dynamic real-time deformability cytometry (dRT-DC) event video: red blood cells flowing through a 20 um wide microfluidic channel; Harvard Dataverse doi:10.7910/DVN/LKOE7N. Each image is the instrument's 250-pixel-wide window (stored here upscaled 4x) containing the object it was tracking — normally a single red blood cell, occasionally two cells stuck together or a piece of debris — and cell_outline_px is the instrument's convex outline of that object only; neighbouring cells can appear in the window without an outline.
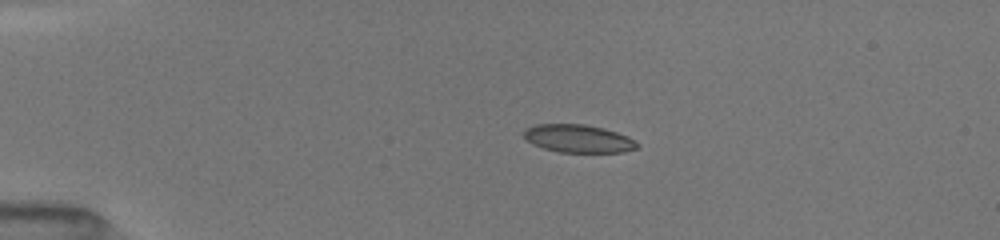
{"species": "common noctule bat (a hibernating species)", "species_latin": "Nyctalus noctula", "temperature_condition": "room temperature", "stored_images_in_passage": 44, "camera_frame_rate_fps": 3000, "um_per_image_px": 0.085, "animal": {"sex": "female", "body_mass_g": 19.5, "forearm_length_mm": 54.1}, "frame": {"image": 1, "passage_image": 10, "time_ms": 3.333, "image_size_px": [1000, 240], "cell_outline_px": [[640, 144], [636, 148], [620, 152], [556, 152], [532, 144], [524, 136], [524, 128], [536, 124], [584, 124], [604, 128], [628, 136]], "centroid_in_image_um": [49.14, 11.77], "position_along_channel_um": 35.9, "area_um2": 18.44}}
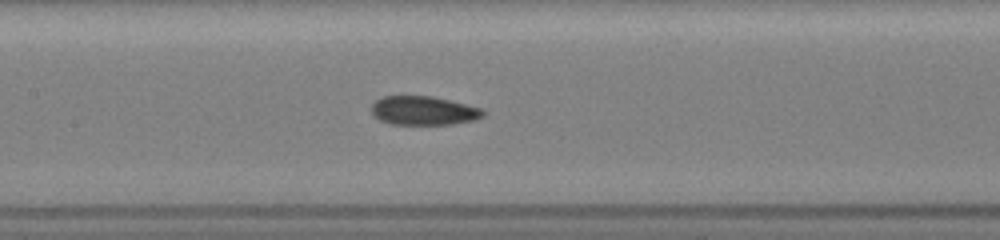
{"frame": {"image": 2, "passage_image": 25, "time_ms": 8.0, "image_size_px": [1000, 240], "cell_outline_px": [[484, 116], [476, 120], [452, 124], [392, 124], [380, 120], [372, 116], [372, 104], [376, 100], [384, 96], [432, 96], [480, 108], [484, 112]], "centroid_in_image_um": [35.98, 9.41], "position_along_channel_um": 171.4, "area_um2": 18.67}}
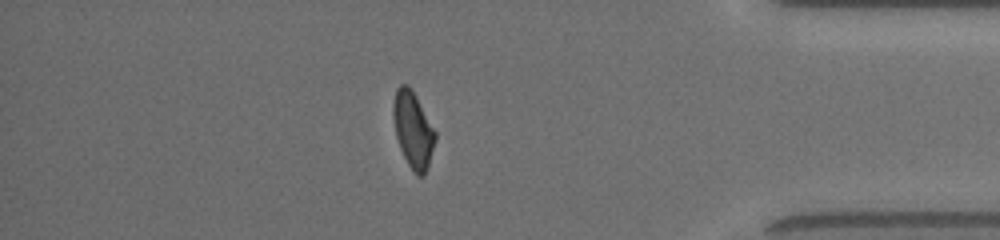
{"frame": {"image": 3, "passage_image": 39, "time_ms": 14.333, "image_size_px": [1000, 240], "cell_outline_px": [[436, 140], [428, 168], [424, 176], [416, 176], [408, 164], [400, 148], [396, 136], [392, 116], [392, 104], [396, 88], [400, 84], [408, 84], [412, 88], [436, 132]], "centroid_in_image_um": [35.1, 11.01], "position_along_channel_um": 400.1, "area_um2": 18.96}, "authors_computed_cell_mechanics": {"area_um2": 19.1029, "velocity_mm_per_s": 4.0529, "shape_relaxation_time_tau1_ms": null, "shape_relaxation_time_tau2_ms": 2.5178, "deformation_change_tau1": null, "deformation_change_tau2": 0.0611}}